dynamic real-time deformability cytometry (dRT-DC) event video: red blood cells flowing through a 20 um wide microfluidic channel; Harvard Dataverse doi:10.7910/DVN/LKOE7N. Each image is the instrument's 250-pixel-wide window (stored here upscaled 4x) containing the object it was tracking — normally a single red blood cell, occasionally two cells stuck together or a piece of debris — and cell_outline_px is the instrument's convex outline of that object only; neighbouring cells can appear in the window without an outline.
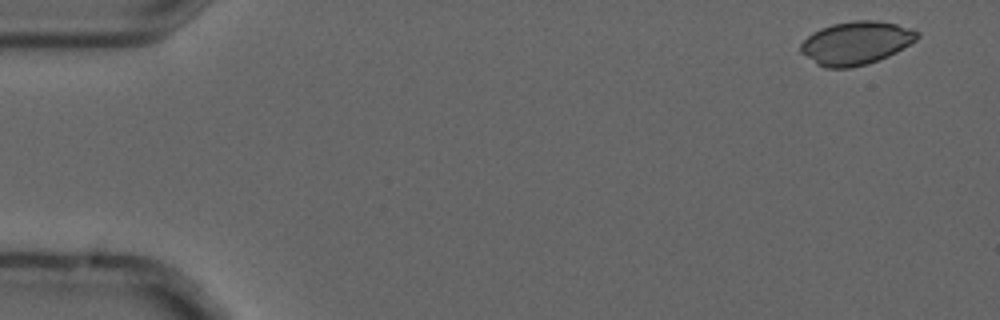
{"species": "common noctule bat (a hibernating species)", "species_latin": "Nyctalus noctula", "temperature_condition": "cold", "stored_images_in_passage": 4, "camera_frame_rate_fps": 3000, "um_per_image_px": 0.085, "animal": {"sex": "male", "forearm_length_mm": 52.5}, "frame": {"image": 1, "passage_image": 1, "time_ms": 0.0, "image_size_px": [1000, 320], "cell_outline_px": [[920, 36], [916, 40], [896, 52], [880, 60], [868, 64], [848, 68], [824, 68], [816, 64], [800, 52], [800, 44], [812, 32], [820, 28], [832, 24], [852, 20], [876, 20], [896, 24], [912, 28], [920, 32]], "centroid_in_image_um": [72.76, 3.65], "position_along_channel_um": 12.2, "area_um2": 29.59}}